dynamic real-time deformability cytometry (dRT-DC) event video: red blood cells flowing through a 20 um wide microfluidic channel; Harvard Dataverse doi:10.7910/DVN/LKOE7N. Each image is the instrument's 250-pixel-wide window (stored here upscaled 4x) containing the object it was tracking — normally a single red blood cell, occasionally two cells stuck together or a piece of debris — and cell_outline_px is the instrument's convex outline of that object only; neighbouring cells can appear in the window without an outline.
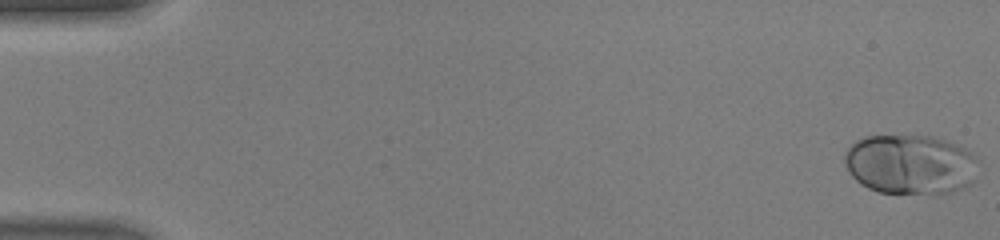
{"species": "human", "species_latin": "Homo sapiens", "temperature_condition": "warm", "stored_images_in_passage": 47, "camera_frame_rate_fps": 3000, "um_per_image_px": 0.085, "donor": {"sex": "male"}, "frame": {"image": 1, "passage_image": 1, "time_ms": 0.0, "image_size_px": [1000, 240], "cell_outline_px": [[980, 160], [976, 180], [972, 184], [964, 188], [952, 192], [880, 192], [868, 188], [860, 184], [848, 172], [844, 164], [844, 156], [848, 148], [856, 140], [868, 136], [932, 136], [944, 140], [968, 152]], "centroid_in_image_um": [77.39, 13.98], "position_along_channel_um": 7.6, "area_um2": 46.41}}
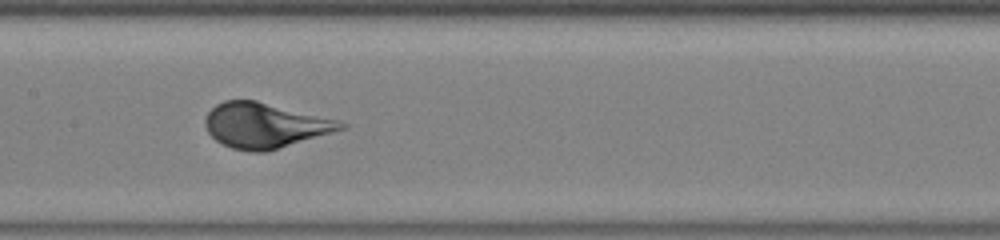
{"frame": {"image": 2, "passage_image": 24, "time_ms": 7.667, "image_size_px": [1000, 240], "cell_outline_px": [[348, 128], [264, 152], [248, 152], [232, 148], [216, 140], [208, 132], [204, 124], [204, 120], [208, 112], [216, 104], [224, 100], [256, 100], [340, 120], [348, 124]], "centroid_in_image_um": [22.53, 10.65], "position_along_channel_um": 184.9, "area_um2": 35.66}}
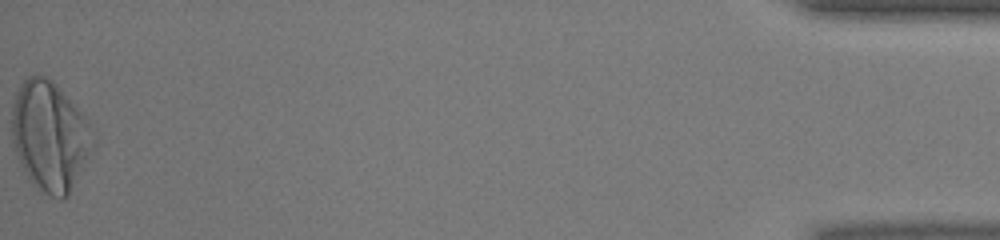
{"frame": {"image": 3, "passage_image": 47, "time_ms": 15.333, "image_size_px": [1000, 240], "cell_outline_px": [[96, 144], [68, 196], [64, 200], [60, 200], [48, 196], [36, 188], [32, 184], [24, 172], [20, 164], [12, 144], [12, 104], [16, 92], [20, 84], [28, 76], [44, 76], [52, 80], [56, 84], [88, 120], [96, 132]], "centroid_in_image_um": [4.25, 11.61], "position_along_channel_um": 430.9, "area_um2": 52.6}, "authors_computed_cell_mechanics": {"area_um2": 38.8416, "velocity_mm_per_s": 4.4526, "shape_relaxation_time_tau1_ms": 2.5712, "shape_relaxation_time_tau2_ms": null, "deformation_change_tau1": 0.1792, "deformation_change_tau2": null}}